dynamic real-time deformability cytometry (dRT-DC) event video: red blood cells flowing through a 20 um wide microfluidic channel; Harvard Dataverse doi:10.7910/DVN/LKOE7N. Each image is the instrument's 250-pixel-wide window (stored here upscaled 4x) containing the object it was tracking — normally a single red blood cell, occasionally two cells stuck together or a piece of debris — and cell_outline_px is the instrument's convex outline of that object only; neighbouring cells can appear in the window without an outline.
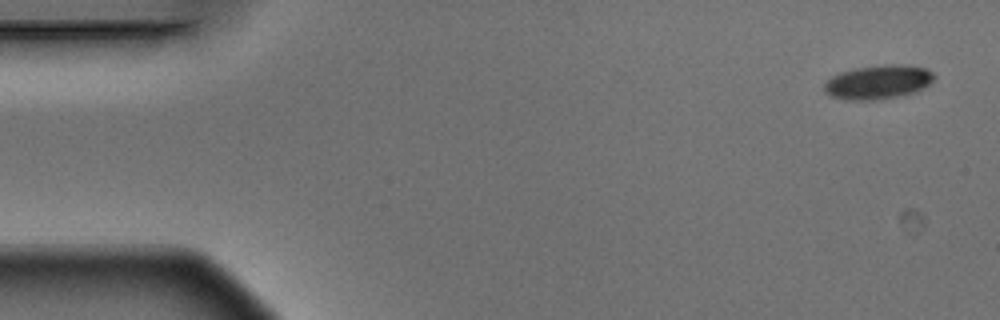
{"species": "Egyptian fruit bat (a non-hibernating species)", "species_latin": "Rousettus aegyptiacus", "temperature_condition": "warm", "stored_images_in_passage": 7, "camera_frame_rate_fps": 3000, "um_per_image_px": 0.085, "animal": {"sex": "male"}, "frame": {"image": 1, "passage_image": 1, "time_ms": 0.0, "image_size_px": [1000, 320], "cell_outline_px": [[936, 76], [924, 88], [916, 92], [900, 96], [880, 100], [848, 100], [832, 96], [824, 92], [824, 84], [832, 76], [840, 72], [856, 68], [888, 64], [908, 64], [928, 68]], "centroid_in_image_um": [74.68, 6.97], "position_along_channel_um": 10.3, "area_um2": 22.02}}
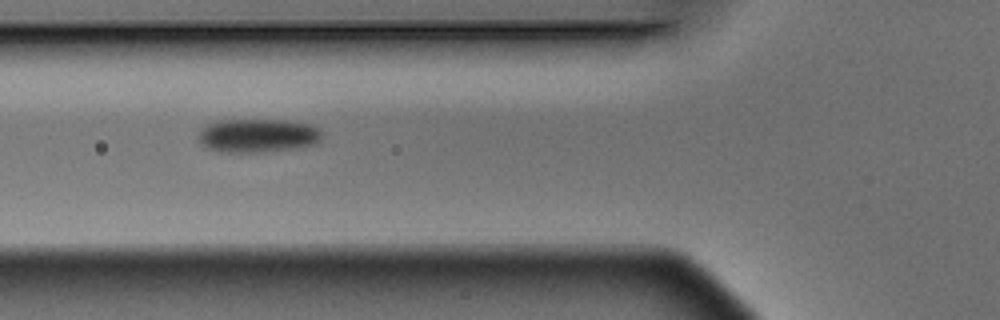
{"frame": {"image": 2, "passage_image": 6, "time_ms": 1.667, "image_size_px": [1000, 320], "cell_outline_px": [[324, 132], [320, 144], [296, 148], [268, 152], [220, 152], [204, 148], [200, 144], [196, 136], [208, 124], [216, 120], [288, 120], [312, 124], [320, 128]], "centroid_in_image_um": [21.97, 11.53], "position_along_channel_um": 103.8, "area_um2": 25.03}}
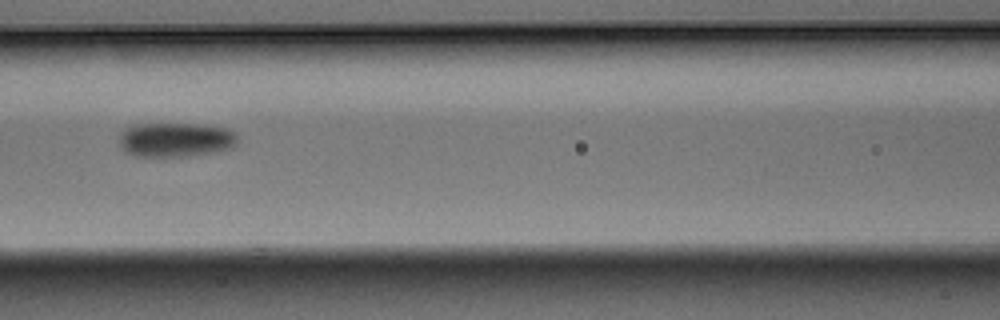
{"frame": {"image": 3, "passage_image": 7, "time_ms": 2.0, "image_size_px": [1000, 320], "cell_outline_px": [[236, 140], [232, 148], [212, 152], [188, 156], [136, 156], [124, 152], [120, 148], [120, 132], [124, 128], [136, 124], [196, 124], [224, 128], [236, 132]], "centroid_in_image_um": [14.87, 11.87], "position_along_channel_um": 151.7, "area_um2": 23.64}}